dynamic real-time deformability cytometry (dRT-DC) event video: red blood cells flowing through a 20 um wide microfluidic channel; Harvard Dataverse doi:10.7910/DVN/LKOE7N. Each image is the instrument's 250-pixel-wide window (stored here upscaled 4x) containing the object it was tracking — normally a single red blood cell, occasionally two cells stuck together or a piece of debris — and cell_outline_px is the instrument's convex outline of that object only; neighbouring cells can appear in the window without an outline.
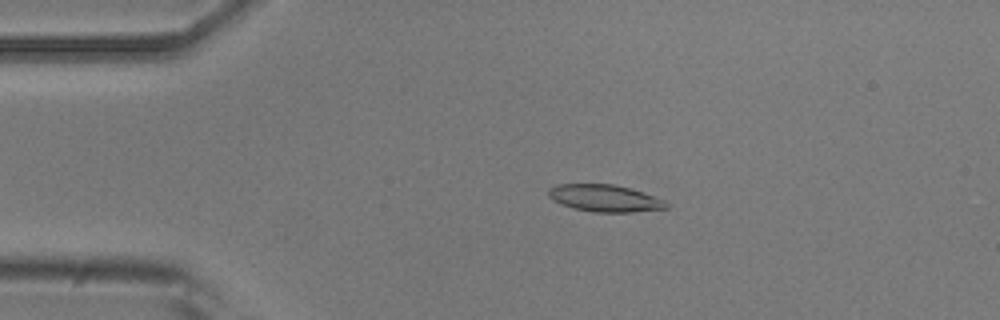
{"species": "common noctule bat (a hibernating species)", "species_latin": "Nyctalus noctula", "temperature_condition": "room temperature", "stored_images_in_passage": 53, "camera_frame_rate_fps": 3000, "um_per_image_px": 0.085, "animal": {"sex": "male", "body_mass_g": 20.5, "forearm_length_mm": 52.5}, "frame": {"image": 1, "passage_image": 11, "time_ms": 3.333, "image_size_px": [1000, 320], "cell_outline_px": [[668, 208], [632, 212], [592, 212], [572, 208], [552, 200], [548, 196], [548, 192], [556, 184], [616, 184], [664, 200], [668, 204]], "centroid_in_image_um": [51.38, 16.85], "position_along_channel_um": 33.6, "area_um2": 18.38}}
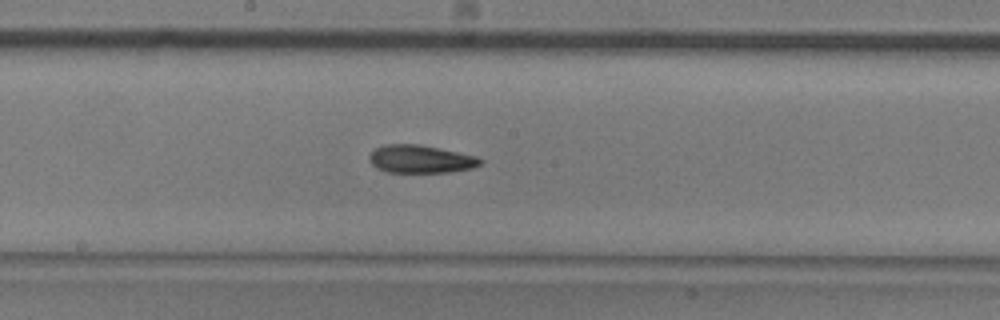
{"frame": {"image": 2, "passage_image": 28, "time_ms": 9.0, "image_size_px": [1000, 320], "cell_outline_px": [[484, 160], [480, 164], [472, 168], [448, 172], [388, 172], [376, 168], [368, 160], [368, 156], [376, 148], [384, 144], [420, 144], [476, 156]], "centroid_in_image_um": [35.73, 13.52], "position_along_channel_um": 212.5, "area_um2": 18.03}}
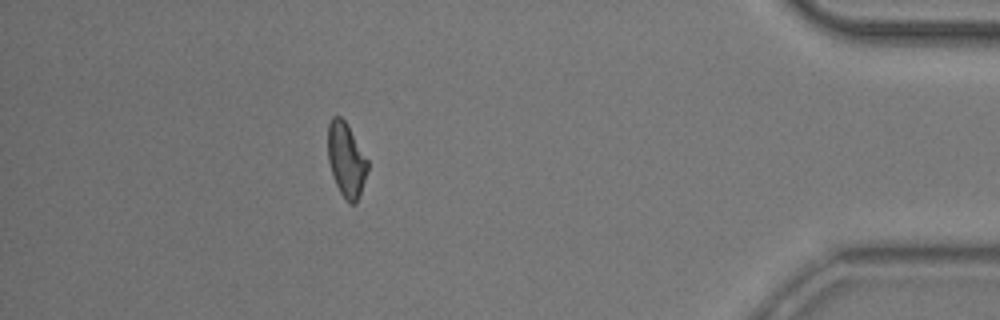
{"frame": {"image": 3, "passage_image": 47, "time_ms": 15.333, "image_size_px": [1000, 320], "cell_outline_px": [[368, 168], [356, 204], [348, 204], [340, 192], [336, 184], [328, 160], [328, 124], [332, 116], [340, 116], [348, 124], [368, 160]], "centroid_in_image_um": [29.42, 13.56], "position_along_channel_um": 405.8, "area_um2": 17.11}, "authors_computed_cell_mechanics": {"area_um2": 18.0336, "velocity_mm_per_s": 3.8386, "shape_relaxation_time_tau1_ms": null, "shape_relaxation_time_tau2_ms": 5.4768, "deformation_change_tau1": null, "deformation_change_tau2": 0.1426}}